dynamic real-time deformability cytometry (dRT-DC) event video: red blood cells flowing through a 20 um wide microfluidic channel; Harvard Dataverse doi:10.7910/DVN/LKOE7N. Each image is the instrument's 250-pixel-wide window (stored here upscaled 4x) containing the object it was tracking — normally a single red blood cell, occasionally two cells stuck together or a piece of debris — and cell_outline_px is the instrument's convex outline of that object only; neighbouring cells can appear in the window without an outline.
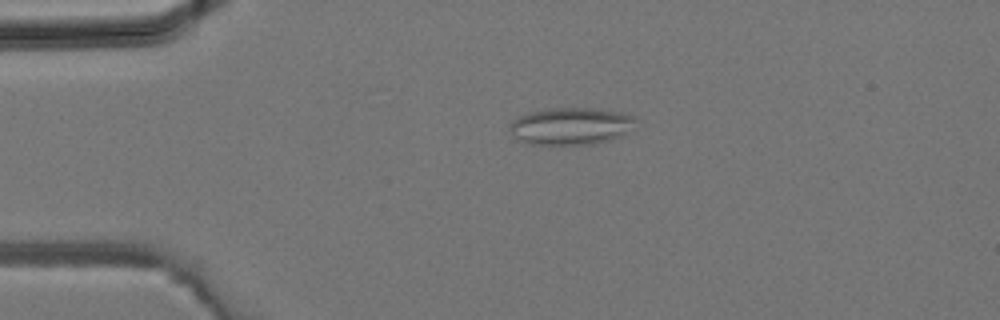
{"species": "common noctule bat (a hibernating species)", "species_latin": "Nyctalus noctula", "temperature_condition": "room temperature", "stored_images_in_passage": 31, "camera_frame_rate_fps": 3000, "um_per_image_px": 0.085, "animal": {"sex": "male", "body_mass_g": 19.2, "forearm_length_mm": 51.8}, "frame": {"image": 1, "passage_image": 2, "time_ms": 0.333, "image_size_px": [1000, 320], "cell_outline_px": [[636, 120], [620, 136], [612, 140], [592, 144], [556, 148], [528, 144], [516, 140], [508, 128], [508, 124], [512, 120], [520, 116], [532, 112], [548, 108], [592, 108], [620, 112], [636, 116]], "centroid_in_image_um": [48.43, 10.77], "position_along_channel_um": 36.6, "area_um2": 28.15}}
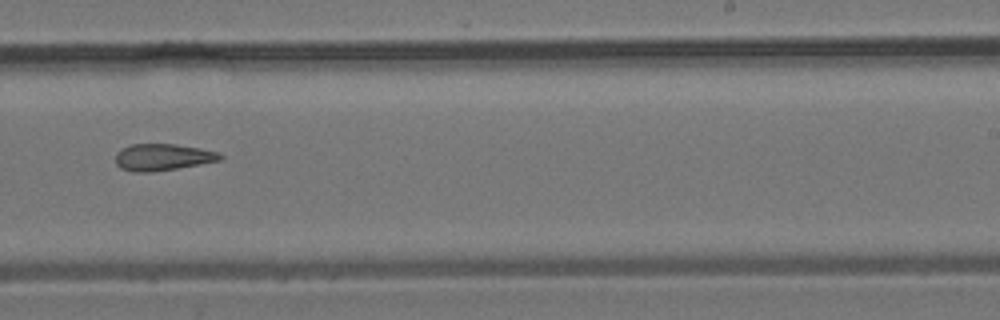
{"frame": {"image": 2, "passage_image": 17, "time_ms": 5.333, "image_size_px": [1000, 320], "cell_outline_px": [[224, 156], [220, 160], [200, 164], [152, 172], [132, 172], [120, 168], [116, 164], [116, 152], [132, 144], [172, 144], [200, 148], [220, 152]], "centroid_in_image_um": [13.83, 13.36], "position_along_channel_um": 275.2, "area_um2": 16.24}}
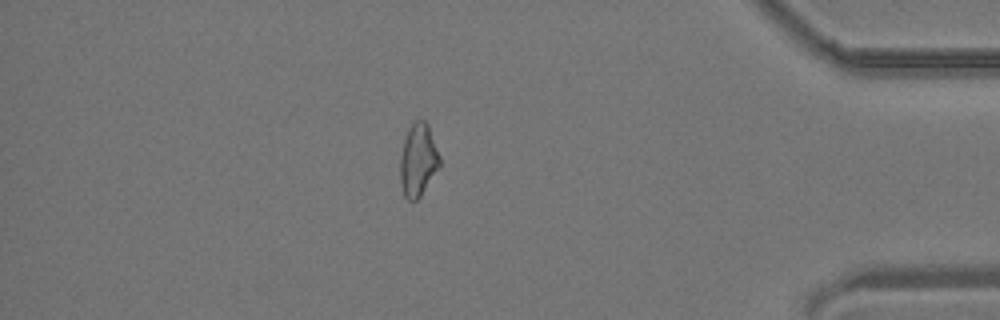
{"frame": {"image": 3, "passage_image": 26, "time_ms": 8.333, "image_size_px": [1000, 320], "cell_outline_px": [[440, 168], [420, 196], [416, 200], [408, 200], [404, 196], [400, 184], [400, 156], [404, 140], [408, 128], [416, 120], [424, 120], [428, 124], [440, 156]], "centroid_in_image_um": [35.54, 13.61], "position_along_channel_um": 399.7, "area_um2": 16.88}}